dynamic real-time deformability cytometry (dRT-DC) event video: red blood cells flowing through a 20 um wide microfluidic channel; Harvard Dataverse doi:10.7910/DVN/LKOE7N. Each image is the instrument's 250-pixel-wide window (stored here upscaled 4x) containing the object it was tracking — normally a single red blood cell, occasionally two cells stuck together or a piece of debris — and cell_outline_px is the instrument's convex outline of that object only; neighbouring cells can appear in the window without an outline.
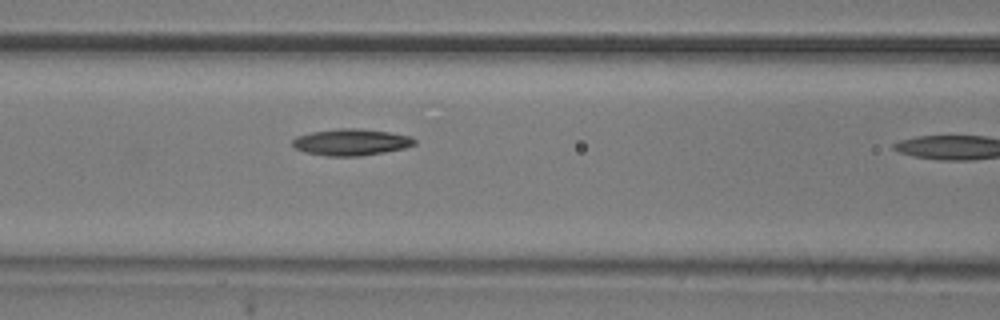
{"species": "common noctule bat (a hibernating species)", "species_latin": "Nyctalus noctula", "temperature_condition": "room temperature", "stored_images_in_passage": 5, "segment_of_instrument_passage": [1, 2], "camera_frame_rate_fps": 3000, "um_per_image_px": 0.085, "animal": {"sex": "male", "body_mass_g": 20.5, "forearm_length_mm": 52.5}, "frame": {"image": 1, "passage_image": 4, "time_ms": 3.667, "image_size_px": [1000, 320], "cell_outline_px": [[416, 144], [404, 148], [384, 152], [360, 156], [328, 156], [304, 152], [296, 148], [292, 144], [292, 140], [296, 136], [312, 132], [340, 128], [360, 128], [388, 132], [412, 136], [416, 140]], "centroid_in_image_um": [29.86, 12.08], "position_along_channel_um": 136.7, "area_um2": 18.9}}